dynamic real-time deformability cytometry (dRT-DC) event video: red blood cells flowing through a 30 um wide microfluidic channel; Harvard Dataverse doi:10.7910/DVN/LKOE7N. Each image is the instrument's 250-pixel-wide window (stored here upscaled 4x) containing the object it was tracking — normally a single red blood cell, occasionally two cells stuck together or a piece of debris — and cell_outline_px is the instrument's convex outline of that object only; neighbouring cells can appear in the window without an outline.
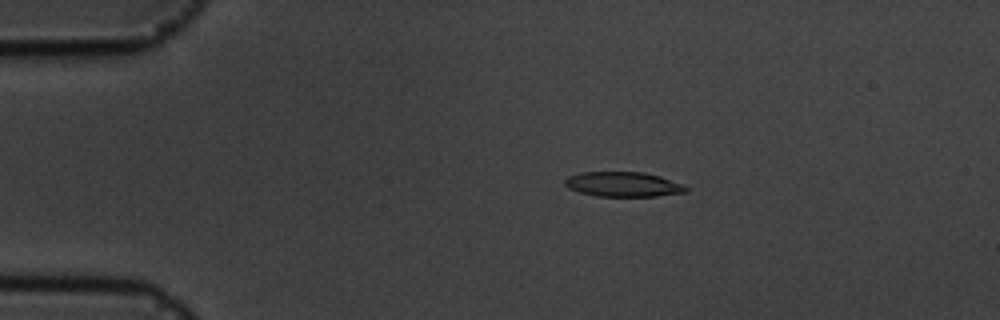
{"species": "common noctule bat (a hibernating species)", "species_latin": "Nyctalus noctula", "temperature_condition": "cold", "stored_images_in_passage": 55, "camera_frame_rate_fps": 3000, "um_per_image_px": 0.085, "animal": {"sex": "male", "body_mass_g": 19.5, "forearm_length_mm": 54.6}, "frame": {"image": 1, "passage_image": 10, "time_ms": 3.0, "image_size_px": [1000, 320], "cell_outline_px": [[688, 192], [656, 196], [596, 196], [580, 192], [568, 188], [564, 184], [564, 180], [568, 176], [580, 172], [644, 172], [660, 176], [684, 184], [688, 188]], "centroid_in_image_um": [52.98, 15.66], "position_along_channel_um": 32.0, "area_um2": 17.63}}
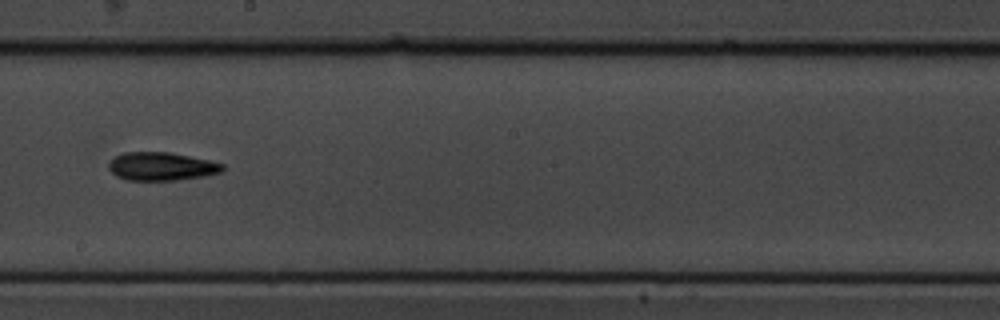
{"frame": {"image": 2, "passage_image": 31, "time_ms": 10.0, "image_size_px": [1000, 320], "cell_outline_px": [[224, 168], [220, 172], [204, 176], [176, 180], [128, 180], [116, 176], [108, 168], [108, 164], [116, 156], [124, 152], [168, 152], [208, 160], [224, 164]], "centroid_in_image_um": [13.71, 14.14], "position_along_channel_um": 234.5, "area_um2": 18.55}}
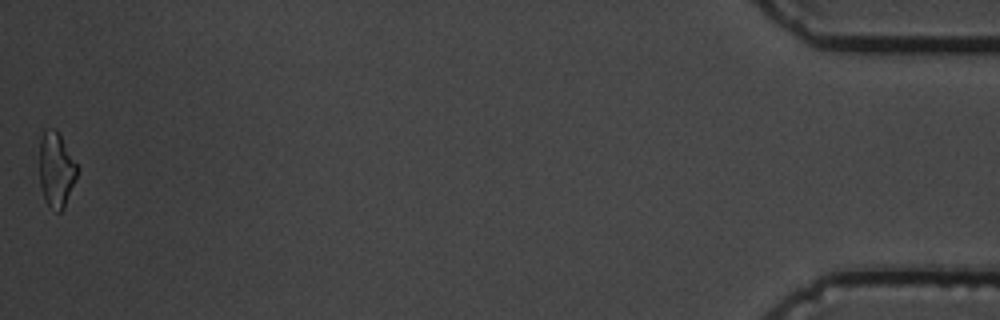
{"frame": {"image": 3, "passage_image": 55, "time_ms": 18.0, "image_size_px": [1000, 320], "cell_outline_px": [[80, 168], [76, 180], [64, 208], [60, 212], [56, 212], [48, 204], [44, 196], [40, 184], [40, 140], [44, 128], [56, 128]], "centroid_in_image_um": [4.81, 14.39], "position_along_channel_um": 430.4, "area_um2": 16.7}, "authors_computed_cell_mechanics": {"area_um2": 17.918, "velocity_mm_per_s": 3.5993, "shape_relaxation_time_tau1_ms": 3.2986, "shape_relaxation_time_tau2_ms": 7.31, "deformation_change_tau1": 0.167, "deformation_change_tau2": 0.1755}}